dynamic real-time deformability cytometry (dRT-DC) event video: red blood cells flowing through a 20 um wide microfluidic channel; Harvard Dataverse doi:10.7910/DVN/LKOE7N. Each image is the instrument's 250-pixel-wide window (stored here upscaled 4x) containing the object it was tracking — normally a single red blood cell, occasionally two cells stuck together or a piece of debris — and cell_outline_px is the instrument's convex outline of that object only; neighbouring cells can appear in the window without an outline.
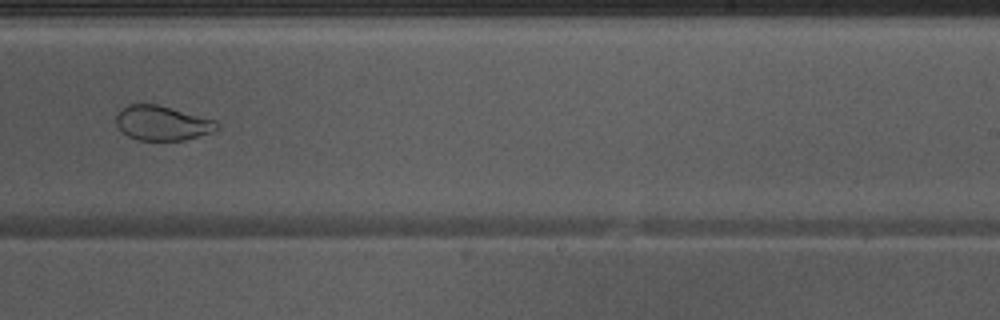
{"species": "Egyptian fruit bat (a non-hibernating species)", "species_latin": "Rousettus aegyptiacus", "temperature_condition": "warm", "stored_images_in_passage": 48, "camera_frame_rate_fps": 3000, "um_per_image_px": 0.085, "animal": {"sex": "male"}, "frame": {"image": 1, "passage_image": 28, "time_ms": 9.0, "image_size_px": [1000, 320], "cell_outline_px": [[220, 128], [212, 132], [184, 140], [136, 140], [128, 136], [116, 124], [116, 112], [120, 108], [128, 104], [156, 104], [216, 120], [220, 124]], "centroid_in_image_um": [13.78, 10.46], "position_along_channel_um": 275.2, "area_um2": 20.4}}
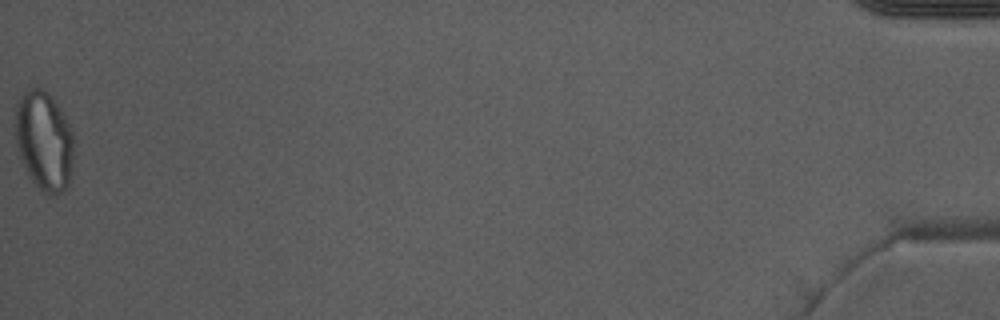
{"frame": {"image": 2, "passage_image": 48, "time_ms": 15.667, "image_size_px": [1000, 320], "cell_outline_px": [[72, 172], [68, 184], [60, 192], [44, 192], [28, 176], [20, 160], [12, 128], [12, 124], [16, 104], [20, 96], [36, 84], [44, 88], [52, 96], [64, 116], [72, 132]], "centroid_in_image_um": [3.67, 11.89], "position_along_channel_um": 431.5, "area_um2": 34.28}, "authors_computed_cell_mechanics": {"area_um2": 29.4491, "velocity_mm_per_s": 3.9878, "shape_relaxation_time_tau1_ms": null, "shape_relaxation_time_tau2_ms": 1.133, "deformation_change_tau1": null, "deformation_change_tau2": 0.0661}}